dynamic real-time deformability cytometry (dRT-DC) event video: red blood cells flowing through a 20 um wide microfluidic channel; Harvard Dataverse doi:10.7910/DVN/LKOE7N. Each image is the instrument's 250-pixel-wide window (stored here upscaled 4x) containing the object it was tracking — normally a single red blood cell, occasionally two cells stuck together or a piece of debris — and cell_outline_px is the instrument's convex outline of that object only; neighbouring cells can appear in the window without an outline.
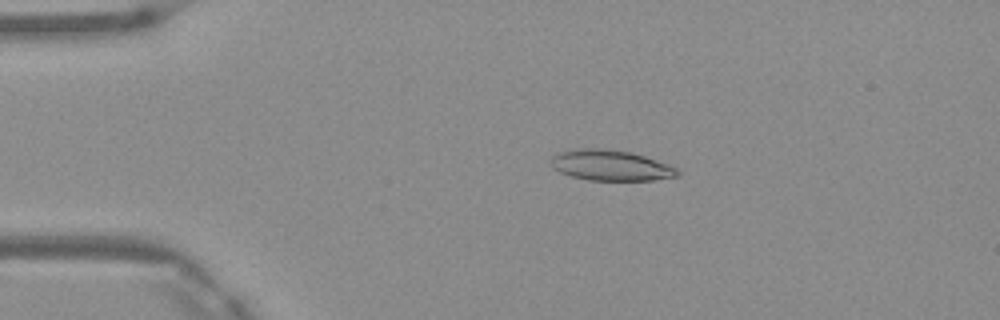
{"species": "Egyptian fruit bat (a non-hibernating species)", "species_latin": "Rousettus aegyptiacus", "temperature_condition": "warm", "stored_images_in_passage": 4, "camera_frame_rate_fps": 3000, "um_per_image_px": 0.085, "frame": {"image": 1, "passage_image": 3, "time_ms": 0.667, "image_size_px": [1000, 320], "cell_outline_px": [[680, 176], [652, 180], [588, 180], [572, 176], [560, 172], [552, 168], [552, 156], [560, 152], [576, 148], [608, 148], [632, 152], [656, 160], [676, 168], [680, 172]], "centroid_in_image_um": [51.91, 14.05], "position_along_channel_um": 33.1, "area_um2": 22.6}}